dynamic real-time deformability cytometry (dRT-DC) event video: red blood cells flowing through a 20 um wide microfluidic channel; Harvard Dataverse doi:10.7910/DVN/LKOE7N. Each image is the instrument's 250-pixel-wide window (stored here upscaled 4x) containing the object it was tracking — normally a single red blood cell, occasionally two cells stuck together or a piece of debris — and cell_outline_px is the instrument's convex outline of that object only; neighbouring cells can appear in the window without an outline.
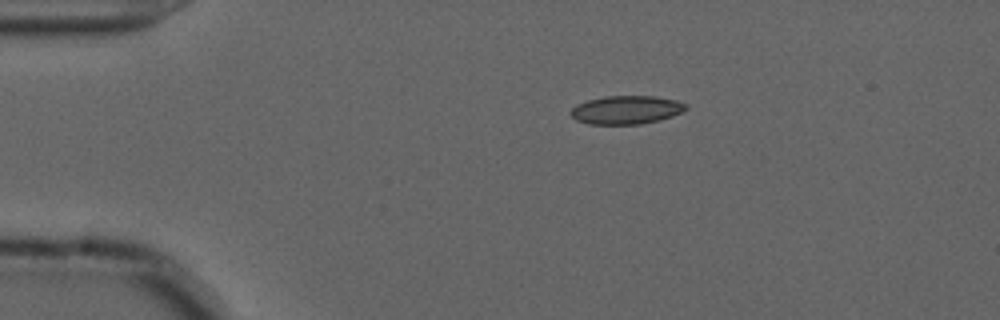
{"species": "common noctule bat (a hibernating species)", "species_latin": "Nyctalus noctula", "temperature_condition": "cold", "stored_images_in_passage": 34, "camera_frame_rate_fps": 3000, "um_per_image_px": 0.085, "animal": {"sex": "male", "forearm_length_mm": 52.5}, "frame": {"image": 1, "passage_image": 1, "time_ms": 0.0, "image_size_px": [1000, 320], "cell_outline_px": [[688, 108], [672, 116], [660, 120], [640, 124], [588, 124], [576, 120], [568, 112], [576, 104], [588, 100], [604, 96], [656, 96], [676, 100], [688, 104]], "centroid_in_image_um": [53.22, 9.33], "position_along_channel_um": 31.8, "area_um2": 19.19}}
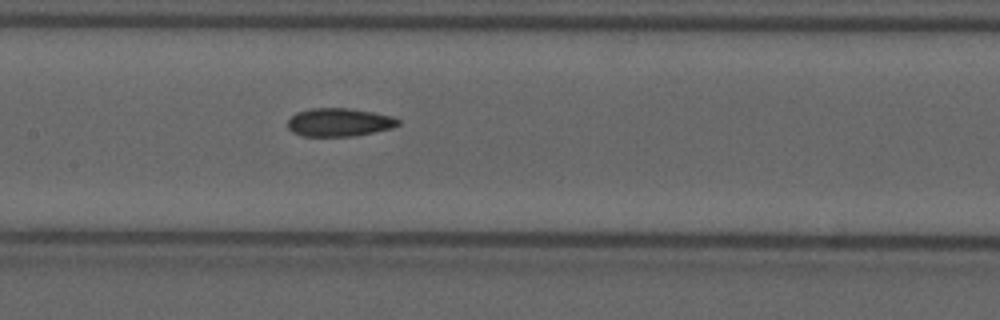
{"frame": {"image": 2, "passage_image": 17, "time_ms": 5.333, "image_size_px": [1000, 320], "cell_outline_px": [[400, 124], [392, 128], [352, 136], [300, 136], [292, 132], [288, 128], [288, 120], [296, 112], [312, 108], [348, 108], [372, 112], [392, 116], [400, 120]], "centroid_in_image_um": [28.81, 10.39], "position_along_channel_um": 178.6, "area_um2": 18.15}}
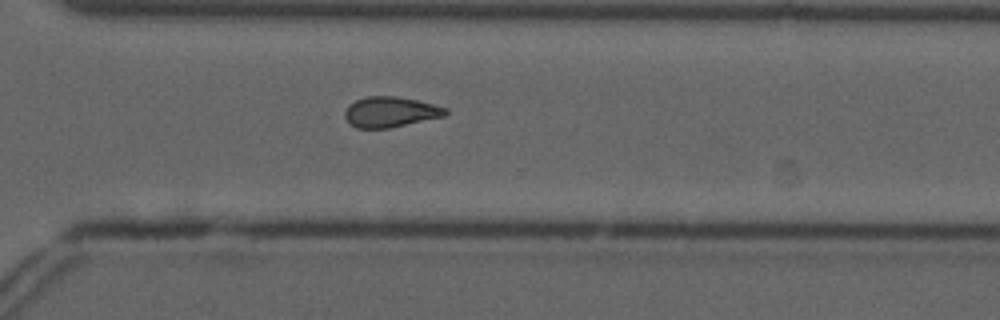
{"frame": {"image": 3, "passage_image": 30, "time_ms": 9.667, "image_size_px": [1000, 320], "cell_outline_px": [[448, 112], [444, 116], [388, 128], [356, 128], [344, 116], [344, 112], [348, 104], [356, 100], [368, 96], [396, 96], [416, 100], [448, 108]], "centroid_in_image_um": [33.17, 9.51], "position_along_channel_um": 337.4, "area_um2": 17.69}, "authors_computed_cell_mechanics": {"area_um2": 18.1781, "velocity_mm_per_s": 3.6776, "shape_relaxation_time_tau1_ms": 8.2105, "shape_relaxation_time_tau2_ms": 3.3568, "deformation_change_tau1": 0.1591, "deformation_change_tau2": 0.0983}}